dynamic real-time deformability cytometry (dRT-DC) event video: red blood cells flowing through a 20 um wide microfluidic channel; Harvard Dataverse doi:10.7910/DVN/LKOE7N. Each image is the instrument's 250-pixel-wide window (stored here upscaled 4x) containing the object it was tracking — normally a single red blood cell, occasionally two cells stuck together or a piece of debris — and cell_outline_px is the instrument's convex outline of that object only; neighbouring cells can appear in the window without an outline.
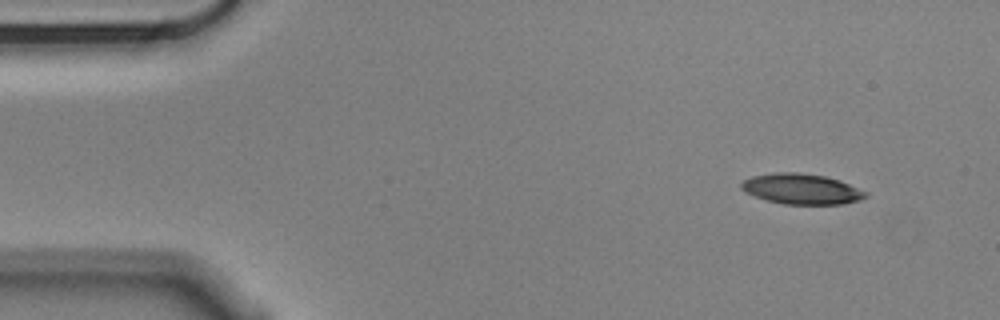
{"species": "Egyptian fruit bat (a non-hibernating species)", "species_latin": "Rousettus aegyptiacus", "temperature_condition": "cold", "stored_images_in_passage": 1, "camera_frame_rate_fps": 3000, "um_per_image_px": 0.085, "animal": {"sex": "male"}, "frame": {"image": 1, "passage_image": 1, "time_ms": 0.0, "image_size_px": [1000, 320], "cell_outline_px": [[856, 196], [848, 200], [780, 200], [776, 176], [812, 176], [832, 180], [840, 184]], "centroid_in_image_um": [68.95, 16.06], "position_along_channel_um": 16.1, "area_um2": 11.16}}